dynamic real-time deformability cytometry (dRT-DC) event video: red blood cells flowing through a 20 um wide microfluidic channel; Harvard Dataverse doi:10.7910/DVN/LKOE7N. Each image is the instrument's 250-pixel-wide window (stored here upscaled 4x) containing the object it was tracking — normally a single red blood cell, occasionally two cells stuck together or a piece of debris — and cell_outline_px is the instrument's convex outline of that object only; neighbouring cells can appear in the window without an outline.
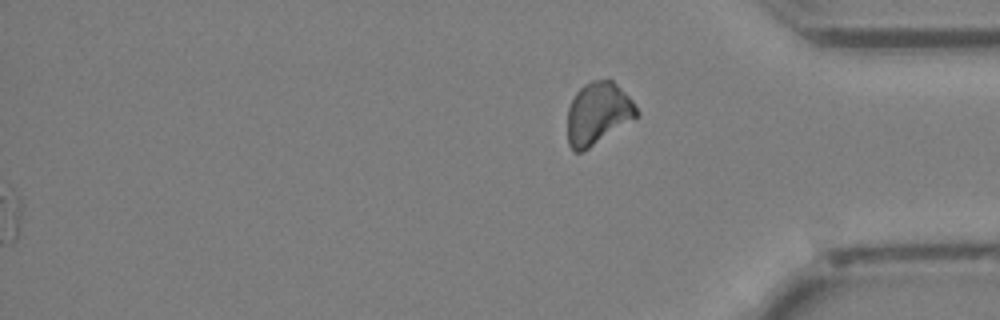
{"species": "Egyptian fruit bat (a non-hibernating species)", "species_latin": "Rousettus aegyptiacus", "temperature_condition": "cold", "stored_images_in_passage": 42, "segment_of_instrument_passage": [2, 2], "camera_frame_rate_fps": 3000, "um_per_image_px": 0.085, "animal": {"sex": "female"}, "frame": {"image": 1, "passage_image": 42, "time_ms": 13.667, "image_size_px": [1000, 320], "cell_outline_px": [[640, 116], [588, 148], [580, 152], [576, 152], [568, 144], [568, 108], [576, 92], [584, 84], [592, 80], [612, 80], [632, 100], [640, 112]], "centroid_in_image_um": [50.84, 9.63], "position_along_channel_um": 384.4, "area_um2": 24.91}}